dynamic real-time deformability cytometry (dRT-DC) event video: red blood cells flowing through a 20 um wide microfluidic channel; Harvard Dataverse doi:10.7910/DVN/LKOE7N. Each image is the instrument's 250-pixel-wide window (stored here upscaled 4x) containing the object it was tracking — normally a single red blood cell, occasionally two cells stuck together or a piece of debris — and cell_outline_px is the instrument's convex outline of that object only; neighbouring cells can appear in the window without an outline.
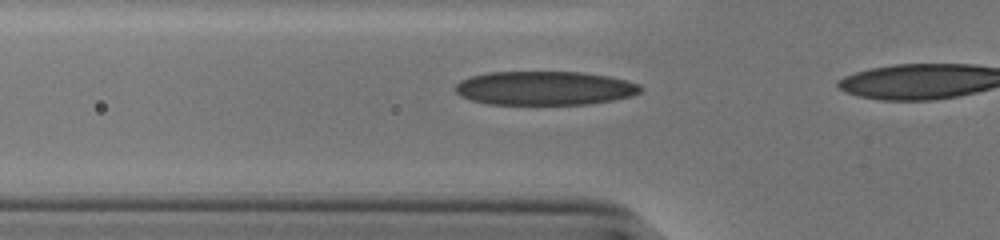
{"species": "human", "species_latin": "Homo sapiens", "temperature_condition": "cold", "stored_images_in_passage": 9, "camera_frame_rate_fps": 3000, "um_per_image_px": 0.085, "donor": {"sex": "male"}, "frame": {"image": 1, "passage_image": 4, "time_ms": 1.0, "image_size_px": [1000, 240], "cell_outline_px": [[644, 88], [640, 92], [632, 96], [612, 100], [588, 104], [488, 104], [472, 100], [460, 96], [452, 88], [460, 80], [472, 76], [488, 72], [580, 72], [608, 76], [640, 84]], "centroid_in_image_um": [46.28, 7.49], "position_along_channel_um": 79.5, "area_um2": 36.65}}
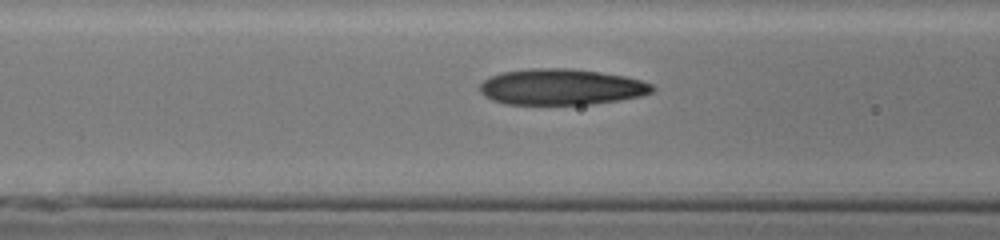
{"frame": {"image": 2, "passage_image": 7, "time_ms": 2.0, "image_size_px": [1000, 240], "cell_outline_px": [[656, 88], [652, 92], [640, 96], [592, 104], [504, 104], [492, 100], [484, 96], [480, 92], [480, 84], [484, 80], [500, 72], [532, 68], [572, 68], [600, 72], [624, 76], [640, 80], [652, 84]], "centroid_in_image_um": [47.69, 7.38], "position_along_channel_um": 118.9, "area_um2": 36.18}}